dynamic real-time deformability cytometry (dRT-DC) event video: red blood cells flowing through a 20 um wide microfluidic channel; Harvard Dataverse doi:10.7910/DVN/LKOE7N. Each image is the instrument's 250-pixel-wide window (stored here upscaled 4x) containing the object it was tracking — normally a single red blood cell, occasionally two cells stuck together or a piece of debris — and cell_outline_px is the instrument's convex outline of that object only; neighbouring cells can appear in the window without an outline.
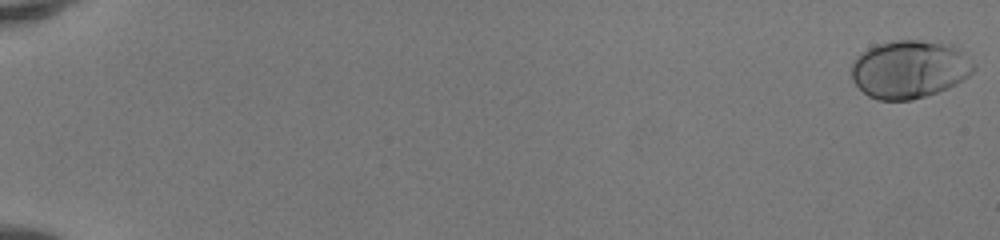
{"species": "human", "species_latin": "Homo sapiens", "temperature_condition": "room temperature", "stored_images_in_passage": 52, "camera_frame_rate_fps": 3000, "um_per_image_px": 0.085, "donor": {"sex": "female"}, "frame": {"image": 1, "passage_image": 1, "time_ms": 0.0, "image_size_px": [1000, 240], "cell_outline_px": [[976, 68], [968, 76], [956, 84], [948, 88], [912, 100], [876, 100], [868, 96], [852, 80], [852, 60], [860, 52], [876, 44], [892, 40], [920, 40], [952, 44], [976, 64]], "centroid_in_image_um": [77.29, 5.87], "position_along_channel_um": 7.7, "area_um2": 41.56}}
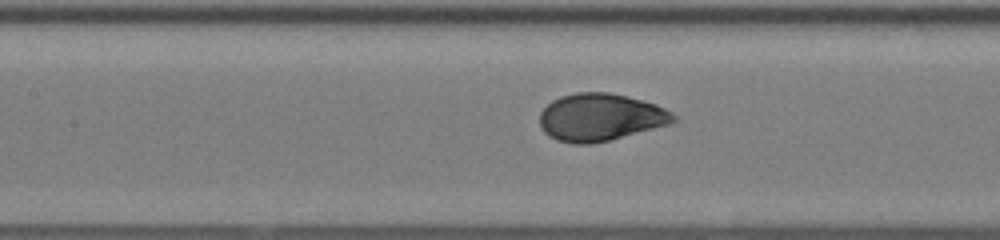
{"frame": {"image": 2, "passage_image": 27, "time_ms": 8.667, "image_size_px": [1000, 240], "cell_outline_px": [[676, 120], [672, 124], [592, 144], [572, 144], [556, 140], [548, 136], [544, 132], [540, 124], [540, 112], [552, 100], [560, 96], [576, 92], [608, 92], [656, 104], [672, 112], [676, 116]], "centroid_in_image_um": [51.02, 9.97], "position_along_channel_um": 156.4, "area_um2": 36.99}}
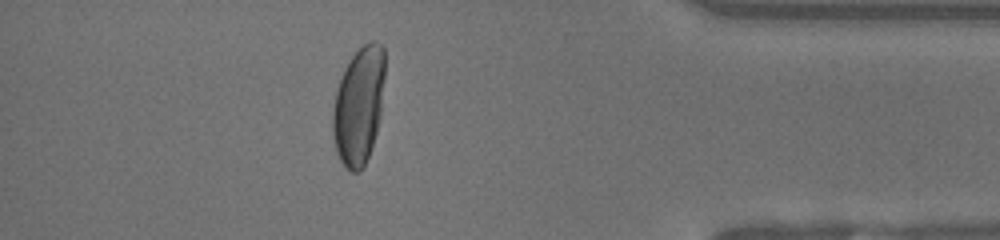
{"frame": {"image": 3, "passage_image": 47, "time_ms": 15.333, "image_size_px": [1000, 240], "cell_outline_px": [[384, 76], [380, 116], [376, 132], [368, 156], [360, 172], [352, 172], [344, 168], [336, 152], [332, 136], [332, 108], [336, 92], [340, 80], [352, 56], [368, 40], [376, 40], [384, 48]], "centroid_in_image_um": [30.48, 9.0], "position_along_channel_um": 404.7, "area_um2": 35.66}, "authors_computed_cell_mechanics": {"area_um2": 37.5989, "velocity_mm_per_s": 4.1305, "shape_relaxation_time_tau1_ms": 3.3034, "shape_relaxation_time_tau2_ms": null, "deformation_change_tau1": 0.1845, "deformation_change_tau2": null}}